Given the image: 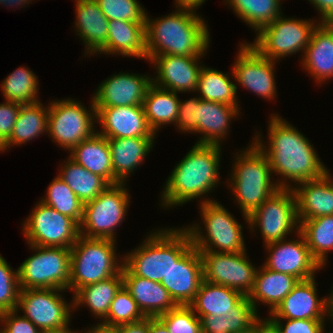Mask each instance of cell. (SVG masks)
I'll list each match as a JSON object with an SVG mask.
<instances>
[{
  "instance_id": "obj_1",
  "label": "cell",
  "mask_w": 333,
  "mask_h": 333,
  "mask_svg": "<svg viewBox=\"0 0 333 333\" xmlns=\"http://www.w3.org/2000/svg\"><path fill=\"white\" fill-rule=\"evenodd\" d=\"M268 124V146L263 143L260 132L252 141L269 159L272 174L283 178L276 179L279 188L291 189V182L299 184L316 179L328 171L309 139L296 127L274 113Z\"/></svg>"
},
{
  "instance_id": "obj_2",
  "label": "cell",
  "mask_w": 333,
  "mask_h": 333,
  "mask_svg": "<svg viewBox=\"0 0 333 333\" xmlns=\"http://www.w3.org/2000/svg\"><path fill=\"white\" fill-rule=\"evenodd\" d=\"M176 11L151 19L146 13L145 33L147 60L160 55L204 57L210 33L194 7L177 5Z\"/></svg>"
},
{
  "instance_id": "obj_3",
  "label": "cell",
  "mask_w": 333,
  "mask_h": 333,
  "mask_svg": "<svg viewBox=\"0 0 333 333\" xmlns=\"http://www.w3.org/2000/svg\"><path fill=\"white\" fill-rule=\"evenodd\" d=\"M221 151L220 145L195 144L167 178L161 194V206L174 208L208 196L220 183Z\"/></svg>"
},
{
  "instance_id": "obj_4",
  "label": "cell",
  "mask_w": 333,
  "mask_h": 333,
  "mask_svg": "<svg viewBox=\"0 0 333 333\" xmlns=\"http://www.w3.org/2000/svg\"><path fill=\"white\" fill-rule=\"evenodd\" d=\"M240 152L235 153L237 155L232 174L230 173L231 178H228V186H231L232 194L249 228L248 216L280 188L271 178L273 174L269 159L253 141L246 150Z\"/></svg>"
},
{
  "instance_id": "obj_5",
  "label": "cell",
  "mask_w": 333,
  "mask_h": 333,
  "mask_svg": "<svg viewBox=\"0 0 333 333\" xmlns=\"http://www.w3.org/2000/svg\"><path fill=\"white\" fill-rule=\"evenodd\" d=\"M156 230L123 257V265L135 276L161 282L172 264L192 246V240L183 227Z\"/></svg>"
},
{
  "instance_id": "obj_6",
  "label": "cell",
  "mask_w": 333,
  "mask_h": 333,
  "mask_svg": "<svg viewBox=\"0 0 333 333\" xmlns=\"http://www.w3.org/2000/svg\"><path fill=\"white\" fill-rule=\"evenodd\" d=\"M199 203L200 216L206 234L205 231L202 232L203 228L199 224L185 226L184 228L191 236L192 245L199 252L235 253L246 251L242 231L244 227L238 223V220L216 200L208 197Z\"/></svg>"
},
{
  "instance_id": "obj_7",
  "label": "cell",
  "mask_w": 333,
  "mask_h": 333,
  "mask_svg": "<svg viewBox=\"0 0 333 333\" xmlns=\"http://www.w3.org/2000/svg\"><path fill=\"white\" fill-rule=\"evenodd\" d=\"M111 239L87 238L79 235L71 249V268L68 290L73 295L82 287L106 280L123 267ZM118 259V260H117Z\"/></svg>"
},
{
  "instance_id": "obj_8",
  "label": "cell",
  "mask_w": 333,
  "mask_h": 333,
  "mask_svg": "<svg viewBox=\"0 0 333 333\" xmlns=\"http://www.w3.org/2000/svg\"><path fill=\"white\" fill-rule=\"evenodd\" d=\"M35 253L18 267L20 289L68 290L71 249L29 245Z\"/></svg>"
},
{
  "instance_id": "obj_9",
  "label": "cell",
  "mask_w": 333,
  "mask_h": 333,
  "mask_svg": "<svg viewBox=\"0 0 333 333\" xmlns=\"http://www.w3.org/2000/svg\"><path fill=\"white\" fill-rule=\"evenodd\" d=\"M125 183L109 185L94 200L84 204L80 235L87 238L111 239L124 221L130 206L129 191Z\"/></svg>"
},
{
  "instance_id": "obj_10",
  "label": "cell",
  "mask_w": 333,
  "mask_h": 333,
  "mask_svg": "<svg viewBox=\"0 0 333 333\" xmlns=\"http://www.w3.org/2000/svg\"><path fill=\"white\" fill-rule=\"evenodd\" d=\"M90 101V110L72 98L49 101L47 134L59 147L70 151L96 133L97 112L93 100Z\"/></svg>"
},
{
  "instance_id": "obj_11",
  "label": "cell",
  "mask_w": 333,
  "mask_h": 333,
  "mask_svg": "<svg viewBox=\"0 0 333 333\" xmlns=\"http://www.w3.org/2000/svg\"><path fill=\"white\" fill-rule=\"evenodd\" d=\"M311 19L285 18L278 16L258 33L250 43L262 56L274 61L299 51L304 52L309 44L312 31L319 23Z\"/></svg>"
},
{
  "instance_id": "obj_12",
  "label": "cell",
  "mask_w": 333,
  "mask_h": 333,
  "mask_svg": "<svg viewBox=\"0 0 333 333\" xmlns=\"http://www.w3.org/2000/svg\"><path fill=\"white\" fill-rule=\"evenodd\" d=\"M248 217L250 230L255 232L258 227L264 245L285 240L292 231H299L296 197L292 188H280Z\"/></svg>"
},
{
  "instance_id": "obj_13",
  "label": "cell",
  "mask_w": 333,
  "mask_h": 333,
  "mask_svg": "<svg viewBox=\"0 0 333 333\" xmlns=\"http://www.w3.org/2000/svg\"><path fill=\"white\" fill-rule=\"evenodd\" d=\"M22 224L28 245L70 249L80 235L79 225L73 219L41 201Z\"/></svg>"
},
{
  "instance_id": "obj_14",
  "label": "cell",
  "mask_w": 333,
  "mask_h": 333,
  "mask_svg": "<svg viewBox=\"0 0 333 333\" xmlns=\"http://www.w3.org/2000/svg\"><path fill=\"white\" fill-rule=\"evenodd\" d=\"M62 291L65 292L63 289L20 290L17 310L22 309L23 316L42 332L64 328L70 325L74 305L73 297L70 305Z\"/></svg>"
},
{
  "instance_id": "obj_15",
  "label": "cell",
  "mask_w": 333,
  "mask_h": 333,
  "mask_svg": "<svg viewBox=\"0 0 333 333\" xmlns=\"http://www.w3.org/2000/svg\"><path fill=\"white\" fill-rule=\"evenodd\" d=\"M203 280L223 285L248 296L257 268L250 262L246 251L235 253L200 252Z\"/></svg>"
},
{
  "instance_id": "obj_16",
  "label": "cell",
  "mask_w": 333,
  "mask_h": 333,
  "mask_svg": "<svg viewBox=\"0 0 333 333\" xmlns=\"http://www.w3.org/2000/svg\"><path fill=\"white\" fill-rule=\"evenodd\" d=\"M237 59L232 67L235 82L255 93L257 96L272 100L275 98L276 81L274 60L262 56L251 44H240Z\"/></svg>"
},
{
  "instance_id": "obj_17",
  "label": "cell",
  "mask_w": 333,
  "mask_h": 333,
  "mask_svg": "<svg viewBox=\"0 0 333 333\" xmlns=\"http://www.w3.org/2000/svg\"><path fill=\"white\" fill-rule=\"evenodd\" d=\"M297 239L281 240L265 245L268 257L264 266L275 272L292 275L299 281L315 277L322 267L312 257L303 235L298 231ZM299 239V240H298Z\"/></svg>"
},
{
  "instance_id": "obj_18",
  "label": "cell",
  "mask_w": 333,
  "mask_h": 333,
  "mask_svg": "<svg viewBox=\"0 0 333 333\" xmlns=\"http://www.w3.org/2000/svg\"><path fill=\"white\" fill-rule=\"evenodd\" d=\"M152 77L139 74L119 73L103 80L93 94L95 107L143 106Z\"/></svg>"
},
{
  "instance_id": "obj_19",
  "label": "cell",
  "mask_w": 333,
  "mask_h": 333,
  "mask_svg": "<svg viewBox=\"0 0 333 333\" xmlns=\"http://www.w3.org/2000/svg\"><path fill=\"white\" fill-rule=\"evenodd\" d=\"M200 58L170 54L154 56L150 64L155 65L157 75L152 78V83L176 93L196 92L203 65Z\"/></svg>"
},
{
  "instance_id": "obj_20",
  "label": "cell",
  "mask_w": 333,
  "mask_h": 333,
  "mask_svg": "<svg viewBox=\"0 0 333 333\" xmlns=\"http://www.w3.org/2000/svg\"><path fill=\"white\" fill-rule=\"evenodd\" d=\"M203 281L202 259L200 252L192 245L161 280L162 286L169 292L174 302L190 305Z\"/></svg>"
},
{
  "instance_id": "obj_21",
  "label": "cell",
  "mask_w": 333,
  "mask_h": 333,
  "mask_svg": "<svg viewBox=\"0 0 333 333\" xmlns=\"http://www.w3.org/2000/svg\"><path fill=\"white\" fill-rule=\"evenodd\" d=\"M98 133L108 139L155 137L149 127L143 106L95 107Z\"/></svg>"
},
{
  "instance_id": "obj_22",
  "label": "cell",
  "mask_w": 333,
  "mask_h": 333,
  "mask_svg": "<svg viewBox=\"0 0 333 333\" xmlns=\"http://www.w3.org/2000/svg\"><path fill=\"white\" fill-rule=\"evenodd\" d=\"M315 277L299 281L269 315L272 320L324 319L327 317V296H317Z\"/></svg>"
},
{
  "instance_id": "obj_23",
  "label": "cell",
  "mask_w": 333,
  "mask_h": 333,
  "mask_svg": "<svg viewBox=\"0 0 333 333\" xmlns=\"http://www.w3.org/2000/svg\"><path fill=\"white\" fill-rule=\"evenodd\" d=\"M298 185H292L298 221L333 215V179L329 170L319 178Z\"/></svg>"
},
{
  "instance_id": "obj_24",
  "label": "cell",
  "mask_w": 333,
  "mask_h": 333,
  "mask_svg": "<svg viewBox=\"0 0 333 333\" xmlns=\"http://www.w3.org/2000/svg\"><path fill=\"white\" fill-rule=\"evenodd\" d=\"M123 285L146 317H158L178 305L160 282L133 275L122 267Z\"/></svg>"
},
{
  "instance_id": "obj_25",
  "label": "cell",
  "mask_w": 333,
  "mask_h": 333,
  "mask_svg": "<svg viewBox=\"0 0 333 333\" xmlns=\"http://www.w3.org/2000/svg\"><path fill=\"white\" fill-rule=\"evenodd\" d=\"M101 53L147 60L145 22L109 20L106 44L97 54Z\"/></svg>"
},
{
  "instance_id": "obj_26",
  "label": "cell",
  "mask_w": 333,
  "mask_h": 333,
  "mask_svg": "<svg viewBox=\"0 0 333 333\" xmlns=\"http://www.w3.org/2000/svg\"><path fill=\"white\" fill-rule=\"evenodd\" d=\"M239 114L237 106L201 99L198 103V126L193 133L203 135L196 144L222 146L221 142L229 133L232 118L236 119Z\"/></svg>"
},
{
  "instance_id": "obj_27",
  "label": "cell",
  "mask_w": 333,
  "mask_h": 333,
  "mask_svg": "<svg viewBox=\"0 0 333 333\" xmlns=\"http://www.w3.org/2000/svg\"><path fill=\"white\" fill-rule=\"evenodd\" d=\"M303 69L319 84L333 78V33L321 22L312 35L303 55Z\"/></svg>"
},
{
  "instance_id": "obj_28",
  "label": "cell",
  "mask_w": 333,
  "mask_h": 333,
  "mask_svg": "<svg viewBox=\"0 0 333 333\" xmlns=\"http://www.w3.org/2000/svg\"><path fill=\"white\" fill-rule=\"evenodd\" d=\"M77 35L85 44V56L96 54L108 37V19L95 0H75Z\"/></svg>"
},
{
  "instance_id": "obj_29",
  "label": "cell",
  "mask_w": 333,
  "mask_h": 333,
  "mask_svg": "<svg viewBox=\"0 0 333 333\" xmlns=\"http://www.w3.org/2000/svg\"><path fill=\"white\" fill-rule=\"evenodd\" d=\"M155 137H131L108 139L114 177L125 183L126 179L142 165L151 149Z\"/></svg>"
},
{
  "instance_id": "obj_30",
  "label": "cell",
  "mask_w": 333,
  "mask_h": 333,
  "mask_svg": "<svg viewBox=\"0 0 333 333\" xmlns=\"http://www.w3.org/2000/svg\"><path fill=\"white\" fill-rule=\"evenodd\" d=\"M69 158L86 170L103 177L110 185L120 183L113 174L108 138L96 133L70 150Z\"/></svg>"
},
{
  "instance_id": "obj_31",
  "label": "cell",
  "mask_w": 333,
  "mask_h": 333,
  "mask_svg": "<svg viewBox=\"0 0 333 333\" xmlns=\"http://www.w3.org/2000/svg\"><path fill=\"white\" fill-rule=\"evenodd\" d=\"M260 268L257 269L253 288L247 297L257 312V304L261 302L269 306L271 314L299 280L292 275L267 269L264 265Z\"/></svg>"
},
{
  "instance_id": "obj_32",
  "label": "cell",
  "mask_w": 333,
  "mask_h": 333,
  "mask_svg": "<svg viewBox=\"0 0 333 333\" xmlns=\"http://www.w3.org/2000/svg\"><path fill=\"white\" fill-rule=\"evenodd\" d=\"M122 286V270L106 280L86 285L73 295L74 310L87 306L92 316L99 318L101 323L107 317L111 302Z\"/></svg>"
},
{
  "instance_id": "obj_33",
  "label": "cell",
  "mask_w": 333,
  "mask_h": 333,
  "mask_svg": "<svg viewBox=\"0 0 333 333\" xmlns=\"http://www.w3.org/2000/svg\"><path fill=\"white\" fill-rule=\"evenodd\" d=\"M245 296L232 288L202 281L195 299L189 305L201 319L208 315H224L230 313Z\"/></svg>"
},
{
  "instance_id": "obj_34",
  "label": "cell",
  "mask_w": 333,
  "mask_h": 333,
  "mask_svg": "<svg viewBox=\"0 0 333 333\" xmlns=\"http://www.w3.org/2000/svg\"><path fill=\"white\" fill-rule=\"evenodd\" d=\"M177 94L153 83L148 87L143 107L147 123L155 134L161 127L176 123L180 102Z\"/></svg>"
},
{
  "instance_id": "obj_35",
  "label": "cell",
  "mask_w": 333,
  "mask_h": 333,
  "mask_svg": "<svg viewBox=\"0 0 333 333\" xmlns=\"http://www.w3.org/2000/svg\"><path fill=\"white\" fill-rule=\"evenodd\" d=\"M49 109L40 101L20 105L11 137L4 143L5 148L25 144L47 132Z\"/></svg>"
},
{
  "instance_id": "obj_36",
  "label": "cell",
  "mask_w": 333,
  "mask_h": 333,
  "mask_svg": "<svg viewBox=\"0 0 333 333\" xmlns=\"http://www.w3.org/2000/svg\"><path fill=\"white\" fill-rule=\"evenodd\" d=\"M65 162V163H64ZM58 174L85 204L94 200L110 184L101 176L93 174L72 159L64 160Z\"/></svg>"
},
{
  "instance_id": "obj_37",
  "label": "cell",
  "mask_w": 333,
  "mask_h": 333,
  "mask_svg": "<svg viewBox=\"0 0 333 333\" xmlns=\"http://www.w3.org/2000/svg\"><path fill=\"white\" fill-rule=\"evenodd\" d=\"M196 92L200 93L199 97L203 100L225 103L237 106L240 109L237 84L232 82L228 73L205 67V65L202 66Z\"/></svg>"
},
{
  "instance_id": "obj_38",
  "label": "cell",
  "mask_w": 333,
  "mask_h": 333,
  "mask_svg": "<svg viewBox=\"0 0 333 333\" xmlns=\"http://www.w3.org/2000/svg\"><path fill=\"white\" fill-rule=\"evenodd\" d=\"M299 222V232L303 235L312 257L324 268L327 254L333 250V215L322 216Z\"/></svg>"
},
{
  "instance_id": "obj_39",
  "label": "cell",
  "mask_w": 333,
  "mask_h": 333,
  "mask_svg": "<svg viewBox=\"0 0 333 333\" xmlns=\"http://www.w3.org/2000/svg\"><path fill=\"white\" fill-rule=\"evenodd\" d=\"M280 1L282 0H225L255 33L282 15Z\"/></svg>"
},
{
  "instance_id": "obj_40",
  "label": "cell",
  "mask_w": 333,
  "mask_h": 333,
  "mask_svg": "<svg viewBox=\"0 0 333 333\" xmlns=\"http://www.w3.org/2000/svg\"><path fill=\"white\" fill-rule=\"evenodd\" d=\"M38 79L32 70L19 67L10 73L3 82L1 90L5 101L16 102L21 105L37 103L38 101Z\"/></svg>"
},
{
  "instance_id": "obj_41",
  "label": "cell",
  "mask_w": 333,
  "mask_h": 333,
  "mask_svg": "<svg viewBox=\"0 0 333 333\" xmlns=\"http://www.w3.org/2000/svg\"><path fill=\"white\" fill-rule=\"evenodd\" d=\"M41 202L59 213L73 219L78 225L82 222L84 203L76 196L64 180L56 176L47 188Z\"/></svg>"
},
{
  "instance_id": "obj_42",
  "label": "cell",
  "mask_w": 333,
  "mask_h": 333,
  "mask_svg": "<svg viewBox=\"0 0 333 333\" xmlns=\"http://www.w3.org/2000/svg\"><path fill=\"white\" fill-rule=\"evenodd\" d=\"M145 318L146 316L139 309L137 302L123 285L112 300L107 317L101 323L117 327L139 322Z\"/></svg>"
},
{
  "instance_id": "obj_43",
  "label": "cell",
  "mask_w": 333,
  "mask_h": 333,
  "mask_svg": "<svg viewBox=\"0 0 333 333\" xmlns=\"http://www.w3.org/2000/svg\"><path fill=\"white\" fill-rule=\"evenodd\" d=\"M108 20L145 22V8L138 0H95Z\"/></svg>"
},
{
  "instance_id": "obj_44",
  "label": "cell",
  "mask_w": 333,
  "mask_h": 333,
  "mask_svg": "<svg viewBox=\"0 0 333 333\" xmlns=\"http://www.w3.org/2000/svg\"><path fill=\"white\" fill-rule=\"evenodd\" d=\"M158 318L169 333H202L201 320L189 305L177 306Z\"/></svg>"
},
{
  "instance_id": "obj_45",
  "label": "cell",
  "mask_w": 333,
  "mask_h": 333,
  "mask_svg": "<svg viewBox=\"0 0 333 333\" xmlns=\"http://www.w3.org/2000/svg\"><path fill=\"white\" fill-rule=\"evenodd\" d=\"M20 290L18 270L0 254V313L17 309Z\"/></svg>"
},
{
  "instance_id": "obj_46",
  "label": "cell",
  "mask_w": 333,
  "mask_h": 333,
  "mask_svg": "<svg viewBox=\"0 0 333 333\" xmlns=\"http://www.w3.org/2000/svg\"><path fill=\"white\" fill-rule=\"evenodd\" d=\"M258 315L249 298L245 296L226 314L227 330L229 333H248Z\"/></svg>"
},
{
  "instance_id": "obj_47",
  "label": "cell",
  "mask_w": 333,
  "mask_h": 333,
  "mask_svg": "<svg viewBox=\"0 0 333 333\" xmlns=\"http://www.w3.org/2000/svg\"><path fill=\"white\" fill-rule=\"evenodd\" d=\"M201 98L192 97L189 100L179 102L178 116L175 123L177 129L182 132L193 133L198 126V103Z\"/></svg>"
},
{
  "instance_id": "obj_48",
  "label": "cell",
  "mask_w": 333,
  "mask_h": 333,
  "mask_svg": "<svg viewBox=\"0 0 333 333\" xmlns=\"http://www.w3.org/2000/svg\"><path fill=\"white\" fill-rule=\"evenodd\" d=\"M18 310L2 312L0 314V333H42L29 319L18 315Z\"/></svg>"
},
{
  "instance_id": "obj_49",
  "label": "cell",
  "mask_w": 333,
  "mask_h": 333,
  "mask_svg": "<svg viewBox=\"0 0 333 333\" xmlns=\"http://www.w3.org/2000/svg\"><path fill=\"white\" fill-rule=\"evenodd\" d=\"M273 320L280 333H322L325 330V319H284ZM325 326V327H324Z\"/></svg>"
},
{
  "instance_id": "obj_50",
  "label": "cell",
  "mask_w": 333,
  "mask_h": 333,
  "mask_svg": "<svg viewBox=\"0 0 333 333\" xmlns=\"http://www.w3.org/2000/svg\"><path fill=\"white\" fill-rule=\"evenodd\" d=\"M20 105L10 101L0 103V139L3 143L11 137Z\"/></svg>"
},
{
  "instance_id": "obj_51",
  "label": "cell",
  "mask_w": 333,
  "mask_h": 333,
  "mask_svg": "<svg viewBox=\"0 0 333 333\" xmlns=\"http://www.w3.org/2000/svg\"><path fill=\"white\" fill-rule=\"evenodd\" d=\"M202 333H229L227 330L226 314L208 315L201 319Z\"/></svg>"
},
{
  "instance_id": "obj_52",
  "label": "cell",
  "mask_w": 333,
  "mask_h": 333,
  "mask_svg": "<svg viewBox=\"0 0 333 333\" xmlns=\"http://www.w3.org/2000/svg\"><path fill=\"white\" fill-rule=\"evenodd\" d=\"M249 333H280V331L276 323L270 317L266 319H260V317H258L254 321Z\"/></svg>"
},
{
  "instance_id": "obj_53",
  "label": "cell",
  "mask_w": 333,
  "mask_h": 333,
  "mask_svg": "<svg viewBox=\"0 0 333 333\" xmlns=\"http://www.w3.org/2000/svg\"><path fill=\"white\" fill-rule=\"evenodd\" d=\"M119 333H149V317L142 321L117 326Z\"/></svg>"
},
{
  "instance_id": "obj_54",
  "label": "cell",
  "mask_w": 333,
  "mask_h": 333,
  "mask_svg": "<svg viewBox=\"0 0 333 333\" xmlns=\"http://www.w3.org/2000/svg\"><path fill=\"white\" fill-rule=\"evenodd\" d=\"M318 10L319 21L323 20L329 13L333 12V0H308Z\"/></svg>"
},
{
  "instance_id": "obj_55",
  "label": "cell",
  "mask_w": 333,
  "mask_h": 333,
  "mask_svg": "<svg viewBox=\"0 0 333 333\" xmlns=\"http://www.w3.org/2000/svg\"><path fill=\"white\" fill-rule=\"evenodd\" d=\"M149 333H169V330L158 317H149Z\"/></svg>"
},
{
  "instance_id": "obj_56",
  "label": "cell",
  "mask_w": 333,
  "mask_h": 333,
  "mask_svg": "<svg viewBox=\"0 0 333 333\" xmlns=\"http://www.w3.org/2000/svg\"><path fill=\"white\" fill-rule=\"evenodd\" d=\"M85 333H119V330L118 327L98 323L85 331Z\"/></svg>"
},
{
  "instance_id": "obj_57",
  "label": "cell",
  "mask_w": 333,
  "mask_h": 333,
  "mask_svg": "<svg viewBox=\"0 0 333 333\" xmlns=\"http://www.w3.org/2000/svg\"><path fill=\"white\" fill-rule=\"evenodd\" d=\"M176 4L175 6H186V7H194L197 8L202 6L203 3H205V0H175Z\"/></svg>"
},
{
  "instance_id": "obj_58",
  "label": "cell",
  "mask_w": 333,
  "mask_h": 333,
  "mask_svg": "<svg viewBox=\"0 0 333 333\" xmlns=\"http://www.w3.org/2000/svg\"><path fill=\"white\" fill-rule=\"evenodd\" d=\"M32 0H0V4H3L4 6H19V8L22 6L29 4ZM21 5V6H20Z\"/></svg>"
},
{
  "instance_id": "obj_59",
  "label": "cell",
  "mask_w": 333,
  "mask_h": 333,
  "mask_svg": "<svg viewBox=\"0 0 333 333\" xmlns=\"http://www.w3.org/2000/svg\"><path fill=\"white\" fill-rule=\"evenodd\" d=\"M327 318L333 323V286L329 296H327Z\"/></svg>"
},
{
  "instance_id": "obj_60",
  "label": "cell",
  "mask_w": 333,
  "mask_h": 333,
  "mask_svg": "<svg viewBox=\"0 0 333 333\" xmlns=\"http://www.w3.org/2000/svg\"><path fill=\"white\" fill-rule=\"evenodd\" d=\"M333 33V12L329 13L323 20L320 21Z\"/></svg>"
},
{
  "instance_id": "obj_61",
  "label": "cell",
  "mask_w": 333,
  "mask_h": 333,
  "mask_svg": "<svg viewBox=\"0 0 333 333\" xmlns=\"http://www.w3.org/2000/svg\"><path fill=\"white\" fill-rule=\"evenodd\" d=\"M42 333H79V331H74V329L71 330V328H69V325H68L61 329L47 330V331H43Z\"/></svg>"
},
{
  "instance_id": "obj_62",
  "label": "cell",
  "mask_w": 333,
  "mask_h": 333,
  "mask_svg": "<svg viewBox=\"0 0 333 333\" xmlns=\"http://www.w3.org/2000/svg\"><path fill=\"white\" fill-rule=\"evenodd\" d=\"M0 151H1V153L3 151H6L5 144L1 141V139H0Z\"/></svg>"
}]
</instances>
